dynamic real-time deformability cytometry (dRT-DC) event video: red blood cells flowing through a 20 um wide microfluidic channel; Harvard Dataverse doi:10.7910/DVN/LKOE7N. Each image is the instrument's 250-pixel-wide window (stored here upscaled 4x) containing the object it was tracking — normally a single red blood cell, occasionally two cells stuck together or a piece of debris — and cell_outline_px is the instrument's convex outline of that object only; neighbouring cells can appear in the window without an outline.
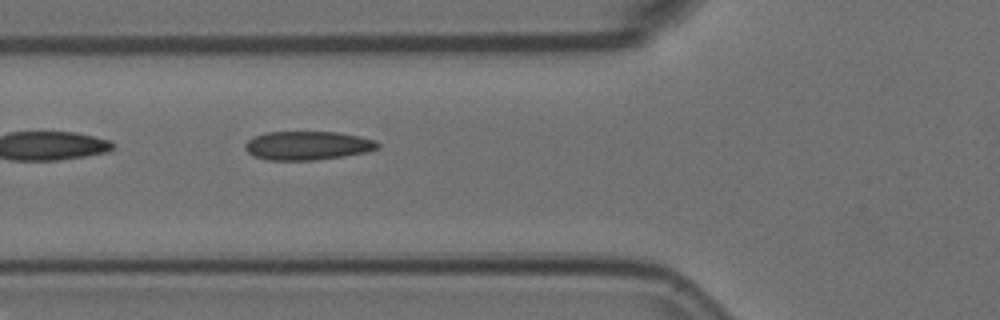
{"species": "Egyptian fruit bat (a non-hibernating species)", "species_latin": "Rousettus aegyptiacus", "temperature_condition": "room temperature", "stored_images_in_passage": 4, "camera_frame_rate_fps": 3000, "um_per_image_px": 0.085, "animal": {"sex": "female"}, "frame": {"image": 1, "passage_image": 4, "time_ms": 1.0, "image_size_px": [1000, 320], "cell_outline_px": [[380, 148], [368, 152], [344, 156], [312, 160], [268, 160], [252, 156], [244, 148], [244, 144], [248, 140], [256, 136], [268, 132], [336, 132], [360, 136], [376, 140], [380, 144]], "centroid_in_image_um": [26.17, 12.37], "position_along_channel_um": 99.6, "area_um2": 22.31}}